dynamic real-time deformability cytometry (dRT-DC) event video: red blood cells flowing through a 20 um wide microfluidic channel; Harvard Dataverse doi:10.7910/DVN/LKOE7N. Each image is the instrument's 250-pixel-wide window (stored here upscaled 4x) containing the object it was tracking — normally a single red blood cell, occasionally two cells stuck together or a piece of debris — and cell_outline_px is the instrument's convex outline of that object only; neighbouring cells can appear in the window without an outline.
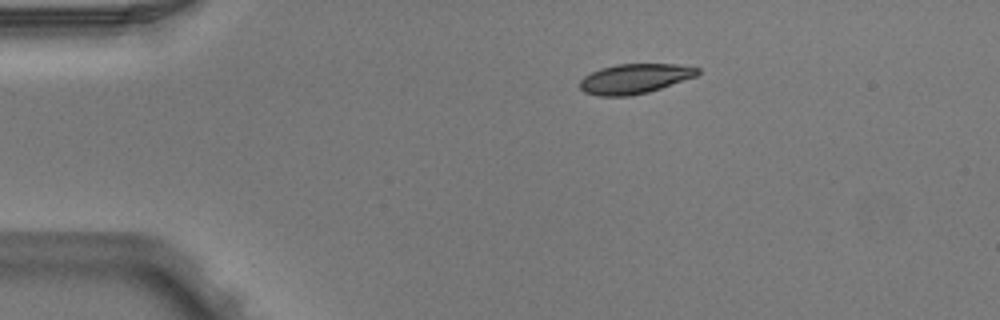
{"species": "Egyptian fruit bat (a non-hibernating species)", "species_latin": "Rousettus aegyptiacus", "temperature_condition": "warm", "stored_images_in_passage": 3, "camera_frame_rate_fps": 3000, "um_per_image_px": 0.085, "animal": {"sex": "male"}, "frame": {"image": 1, "passage_image": 2, "time_ms": 0.333, "image_size_px": [1000, 320], "cell_outline_px": [[700, 72], [696, 76], [648, 92], [628, 96], [600, 96], [584, 92], [580, 88], [580, 80], [584, 76], [600, 68], [616, 64], [676, 64], [700, 68]], "centroid_in_image_um": [53.93, 6.68], "position_along_channel_um": 31.1, "area_um2": 20.35}}